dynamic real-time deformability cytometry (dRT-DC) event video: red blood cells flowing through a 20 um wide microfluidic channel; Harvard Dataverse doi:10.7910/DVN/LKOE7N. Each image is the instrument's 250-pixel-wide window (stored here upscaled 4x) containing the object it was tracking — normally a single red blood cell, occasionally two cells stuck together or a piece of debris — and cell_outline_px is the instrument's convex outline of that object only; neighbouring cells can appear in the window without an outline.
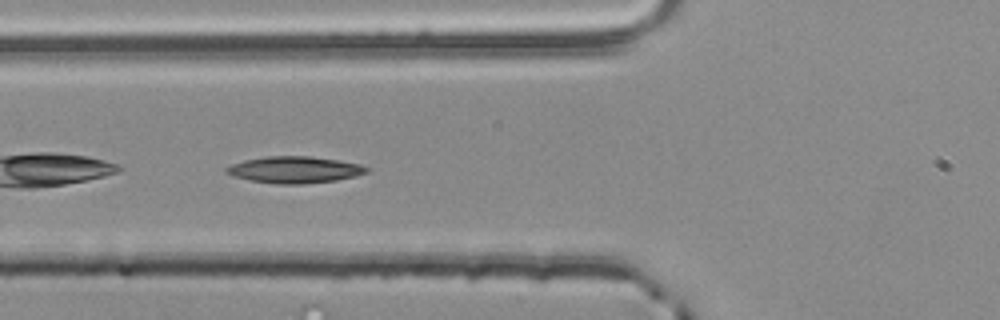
{"species": "common noctule bat (a hibernating species)", "species_latin": "Nyctalus noctula", "temperature_condition": "room temperature", "stored_images_in_passage": 6, "camera_frame_rate_fps": 3000, "um_per_image_px": 0.085, "animal": {"sex": "male", "body_mass_g": 20.4}, "frame": {"image": 1, "passage_image": 5, "time_ms": 1.333, "image_size_px": [1000, 320], "cell_outline_px": [[368, 172], [356, 176], [336, 180], [304, 184], [276, 184], [248, 180], [232, 176], [224, 172], [224, 168], [232, 164], [244, 160], [268, 156], [312, 156], [360, 164], [368, 168]], "centroid_in_image_um": [25.0, 14.43], "position_along_channel_um": 100.8, "area_um2": 21.85}}
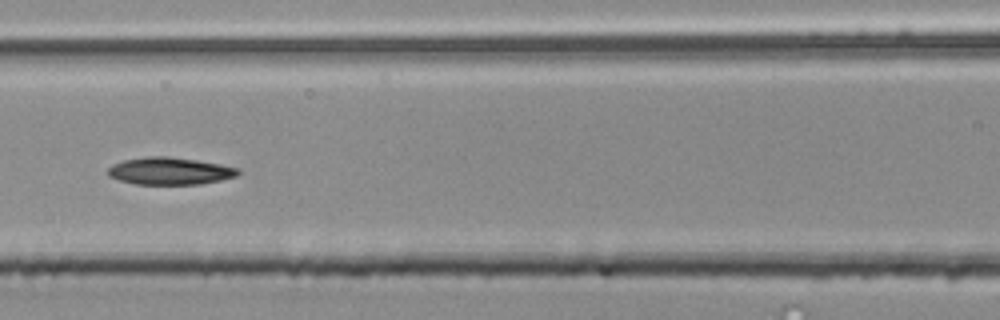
{"frame": {"image": 2, "passage_image": 6, "time_ms": 1.667, "image_size_px": [1000, 320], "cell_outline_px": [[240, 172], [236, 176], [220, 180], [200, 184], [136, 184], [120, 180], [108, 176], [108, 168], [112, 164], [124, 160], [148, 156], [164, 156], [196, 160], [220, 164], [236, 168]], "centroid_in_image_um": [14.4, 14.54], "position_along_channel_um": 152.2, "area_um2": 20.46}}